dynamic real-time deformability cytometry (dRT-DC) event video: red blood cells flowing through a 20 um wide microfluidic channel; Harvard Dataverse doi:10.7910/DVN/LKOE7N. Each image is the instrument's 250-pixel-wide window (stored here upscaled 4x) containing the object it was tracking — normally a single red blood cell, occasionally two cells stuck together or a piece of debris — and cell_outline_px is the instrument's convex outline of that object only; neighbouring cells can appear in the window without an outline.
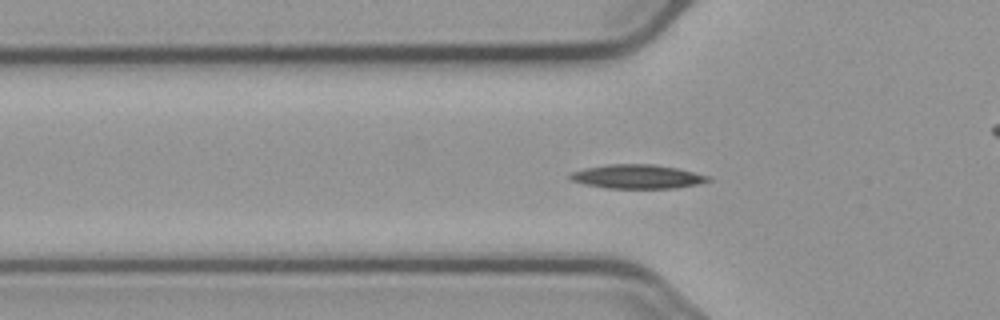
{"species": "common noctule bat (a hibernating species)", "species_latin": "Nyctalus noctula", "temperature_condition": "cold", "stored_images_in_passage": 51, "camera_frame_rate_fps": 3000, "um_per_image_px": 0.085, "animal": {"sex": "male", "body_mass_g": 23.1, "forearm_length_mm": 52.7}, "frame": {"image": 1, "passage_image": 18, "time_ms": 5.667, "image_size_px": [1000, 320], "cell_outline_px": [[712, 180], [696, 184], [676, 188], [608, 188], [584, 184], [568, 180], [568, 176], [572, 172], [584, 168], [608, 164], [656, 164], [680, 168], [712, 176]], "centroid_in_image_um": [54.19, 15.0], "position_along_channel_um": 71.6, "area_um2": 19.59}}
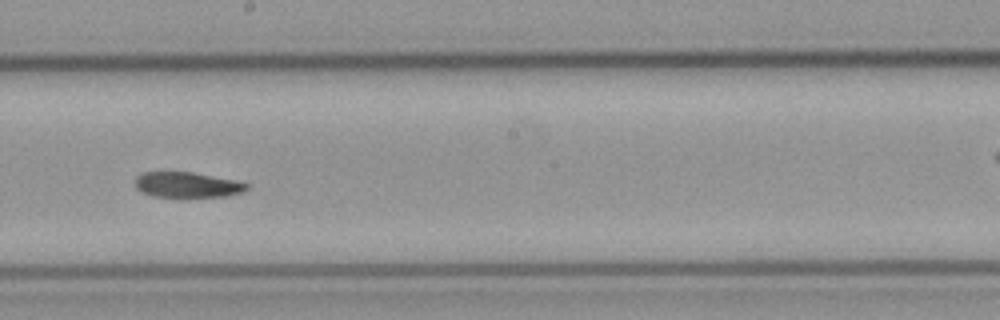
{"frame": {"image": 2, "passage_image": 31, "time_ms": 10.0, "image_size_px": [1000, 320], "cell_outline_px": [[248, 188], [244, 192], [228, 196], [180, 200], [152, 196], [140, 192], [136, 188], [136, 176], [140, 172], [192, 172], [236, 180], [248, 184]], "centroid_in_image_um": [15.9, 15.76], "position_along_channel_um": 232.3, "area_um2": 17.57}}
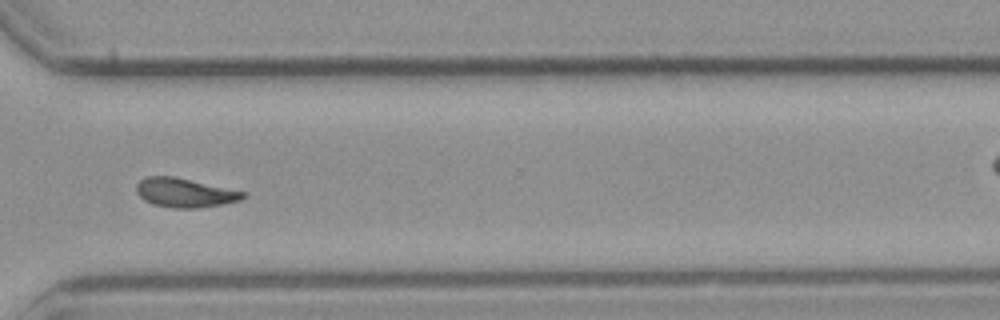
{"frame": {"image": 3, "passage_image": 41, "time_ms": 13.333, "image_size_px": [1000, 320], "cell_outline_px": [[248, 196], [240, 200], [224, 204], [196, 208], [172, 208], [152, 204], [144, 200], [136, 192], [136, 184], [140, 180], [148, 176], [172, 176], [248, 192]], "centroid_in_image_um": [15.73, 16.39], "position_along_channel_um": 354.9, "area_um2": 18.21}, "authors_computed_cell_mechanics": {"area_um2": 17.7446, "velocity_mm_per_s": 3.6816, "shape_relaxation_time_tau1_ms": 8.3272, "shape_relaxation_time_tau2_ms": null, "deformation_change_tau1": 0.179, "deformation_change_tau2": null}}